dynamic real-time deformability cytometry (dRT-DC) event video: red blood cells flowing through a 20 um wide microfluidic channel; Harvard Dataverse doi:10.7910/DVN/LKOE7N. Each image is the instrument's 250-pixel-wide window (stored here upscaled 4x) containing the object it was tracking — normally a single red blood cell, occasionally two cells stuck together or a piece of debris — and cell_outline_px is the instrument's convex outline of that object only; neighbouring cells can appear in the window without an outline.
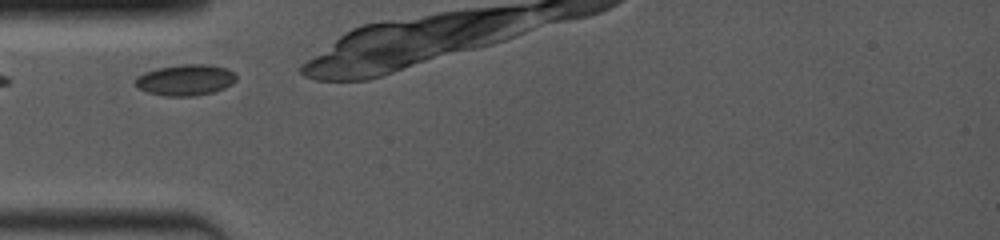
{"species": "common noctule bat (a hibernating species)", "species_latin": "Nyctalus noctula", "temperature_condition": "room temperature", "stored_images_in_passage": 22, "camera_frame_rate_fps": 4000, "um_per_image_px": 0.085, "animal": {"sex": "female", "body_mass_g": 19.0, "forearm_length_mm": 53.3}, "frame": {"image": 1, "passage_image": 1, "time_ms": 0.0, "image_size_px": [1000, 240], "cell_outline_px": [[236, 80], [232, 84], [224, 88], [212, 92], [196, 96], [164, 96], [148, 92], [140, 88], [132, 80], [136, 76], [144, 72], [156, 68], [180, 64], [208, 64], [228, 68], [236, 76]], "centroid_in_image_um": [15.75, 6.78], "position_along_channel_um": 69.3, "area_um2": 18.44}}